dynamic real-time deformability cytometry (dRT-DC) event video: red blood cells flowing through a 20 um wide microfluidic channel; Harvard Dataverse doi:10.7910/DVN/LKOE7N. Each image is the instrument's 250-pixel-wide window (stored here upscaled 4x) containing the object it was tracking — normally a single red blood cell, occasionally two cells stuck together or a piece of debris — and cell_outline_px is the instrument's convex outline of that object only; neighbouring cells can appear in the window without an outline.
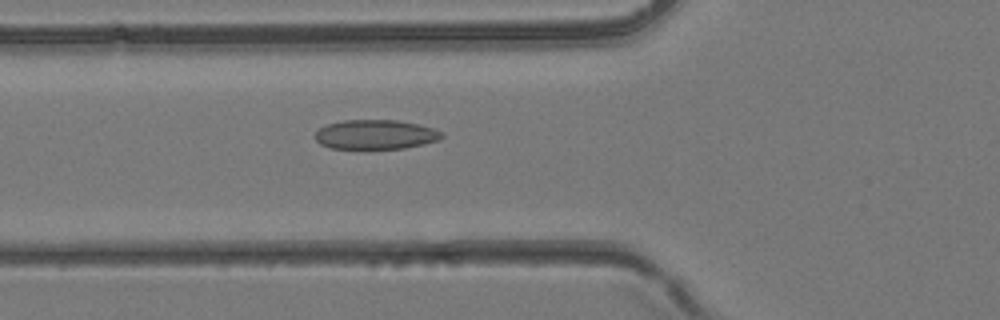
{"species": "common noctule bat (a hibernating species)", "species_latin": "Nyctalus noctula", "temperature_condition": "room temperature", "stored_images_in_passage": 31, "camera_frame_rate_fps": 3000, "um_per_image_px": 0.085, "animal": {"sex": "female", "body_mass_g": 24.6, "forearm_length_mm": 56.2}, "frame": {"image": 1, "passage_image": 4, "time_ms": 1.0, "image_size_px": [1000, 320], "cell_outline_px": [[444, 136], [440, 140], [424, 144], [404, 148], [328, 148], [320, 144], [316, 140], [316, 132], [320, 128], [328, 124], [344, 120], [396, 120], [416, 124], [432, 128], [444, 132]], "centroid_in_image_um": [31.95, 11.43], "position_along_channel_um": 93.9, "area_um2": 21.62}}
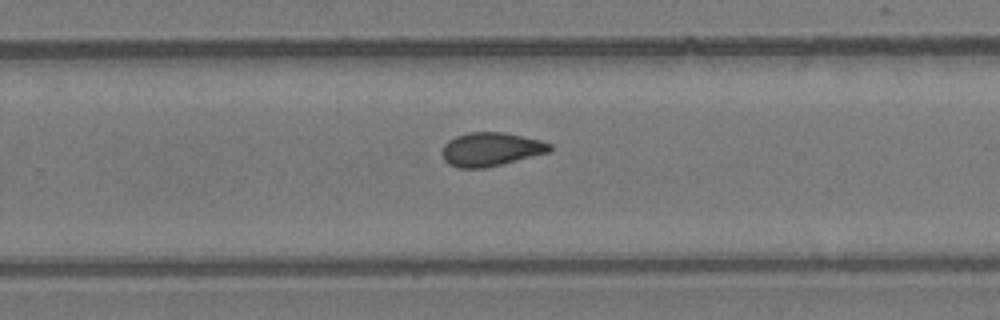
{"frame": {"image": 2, "passage_image": 16, "time_ms": 5.0, "image_size_px": [1000, 320], "cell_outline_px": [[552, 152], [484, 168], [460, 168], [448, 164], [444, 160], [444, 144], [448, 140], [456, 136], [468, 132], [500, 132], [540, 140], [552, 144]], "centroid_in_image_um": [41.75, 12.69], "position_along_channel_um": 288.1, "area_um2": 20.98}}
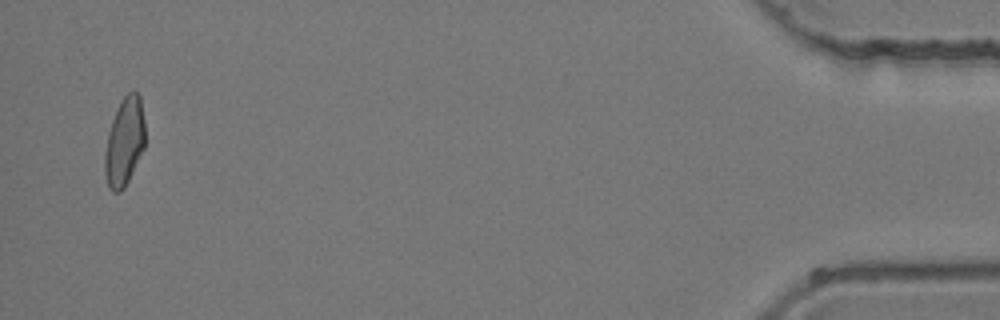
{"frame": {"image": 3, "passage_image": 30, "time_ms": 9.667, "image_size_px": [1000, 320], "cell_outline_px": [[144, 148], [124, 188], [120, 192], [112, 192], [108, 188], [104, 172], [104, 152], [108, 132], [112, 120], [124, 96], [132, 88], [140, 96], [144, 120]], "centroid_in_image_um": [10.56, 12.07], "position_along_channel_um": 424.6, "area_um2": 20.69}}